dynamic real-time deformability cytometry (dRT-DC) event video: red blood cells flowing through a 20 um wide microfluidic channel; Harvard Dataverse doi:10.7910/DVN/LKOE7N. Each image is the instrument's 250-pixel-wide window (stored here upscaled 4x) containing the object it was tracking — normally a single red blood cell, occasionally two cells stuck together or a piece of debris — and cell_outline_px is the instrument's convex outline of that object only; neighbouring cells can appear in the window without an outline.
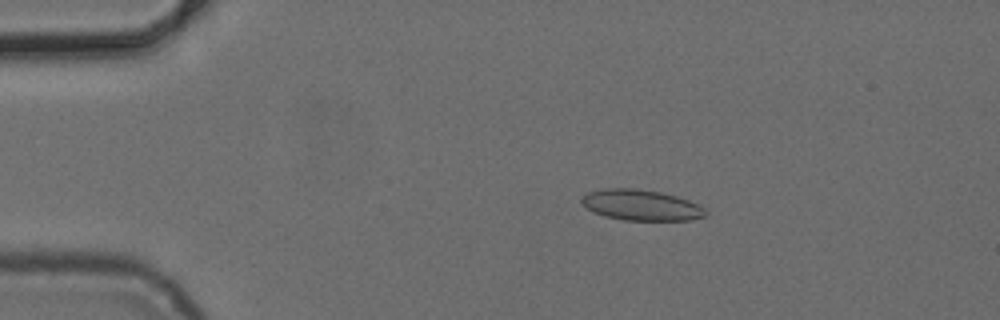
{"species": "common noctule bat (a hibernating species)", "species_latin": "Nyctalus noctula", "temperature_condition": "cold", "stored_images_in_passage": 3, "camera_frame_rate_fps": 3000, "um_per_image_px": 0.085, "animal": {"sex": "female", "body_mass_g": 24.6, "forearm_length_mm": 56.2}, "frame": {"image": 1, "passage_image": 2, "time_ms": 1.0, "image_size_px": [1000, 320], "cell_outline_px": [[708, 216], [688, 220], [624, 220], [604, 216], [588, 208], [580, 200], [588, 192], [604, 188], [636, 188], [660, 192], [676, 196], [688, 200], [704, 208], [708, 212]], "centroid_in_image_um": [54.52, 17.43], "position_along_channel_um": 30.5, "area_um2": 22.08}}